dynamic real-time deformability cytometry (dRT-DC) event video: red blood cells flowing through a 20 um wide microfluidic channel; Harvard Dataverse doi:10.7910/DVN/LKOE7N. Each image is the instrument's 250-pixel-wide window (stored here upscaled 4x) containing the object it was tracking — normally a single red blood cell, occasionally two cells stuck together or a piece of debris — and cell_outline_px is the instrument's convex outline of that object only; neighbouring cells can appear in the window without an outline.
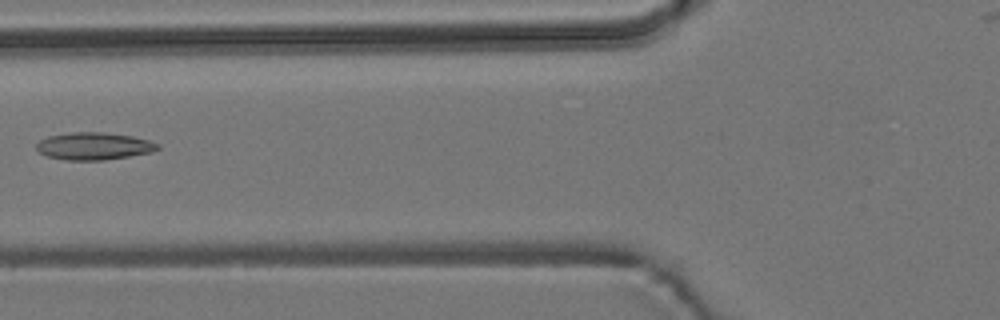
{"species": "common noctule bat (a hibernating species)", "species_latin": "Nyctalus noctula", "temperature_condition": "room temperature", "stored_images_in_passage": 4, "camera_frame_rate_fps": 3000, "um_per_image_px": 0.085, "animal": {"sex": "male", "body_mass_g": 19.2, "forearm_length_mm": 51.8}, "frame": {"image": 1, "passage_image": 3, "time_ms": 2.333, "image_size_px": [1000, 320], "cell_outline_px": [[160, 148], [152, 152], [104, 160], [64, 160], [48, 156], [40, 152], [36, 148], [36, 144], [40, 140], [48, 136], [72, 132], [104, 132], [132, 136], [148, 140], [160, 144]], "centroid_in_image_um": [7.99, 12.41], "position_along_channel_um": 117.8, "area_um2": 19.31}}
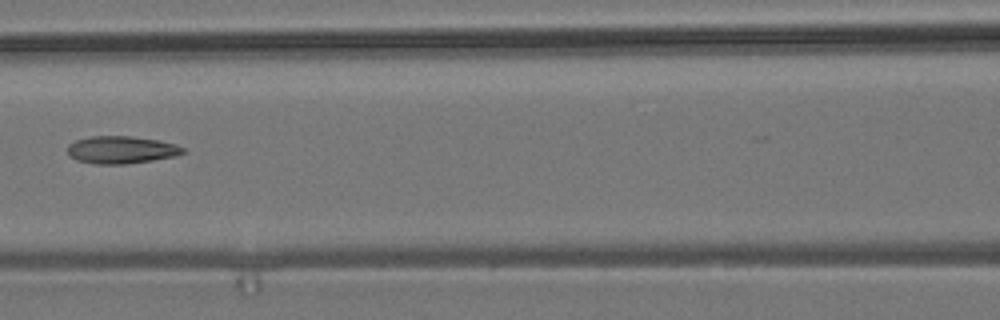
{"frame": {"image": 2, "passage_image": 4, "time_ms": 3.333, "image_size_px": [1000, 320], "cell_outline_px": [[188, 152], [176, 156], [152, 160], [124, 164], [96, 164], [76, 160], [68, 152], [68, 144], [76, 140], [92, 136], [132, 136], [160, 140], [176, 144], [184, 148]], "centroid_in_image_um": [10.36, 12.73], "position_along_channel_um": 156.2, "area_um2": 18.55}}